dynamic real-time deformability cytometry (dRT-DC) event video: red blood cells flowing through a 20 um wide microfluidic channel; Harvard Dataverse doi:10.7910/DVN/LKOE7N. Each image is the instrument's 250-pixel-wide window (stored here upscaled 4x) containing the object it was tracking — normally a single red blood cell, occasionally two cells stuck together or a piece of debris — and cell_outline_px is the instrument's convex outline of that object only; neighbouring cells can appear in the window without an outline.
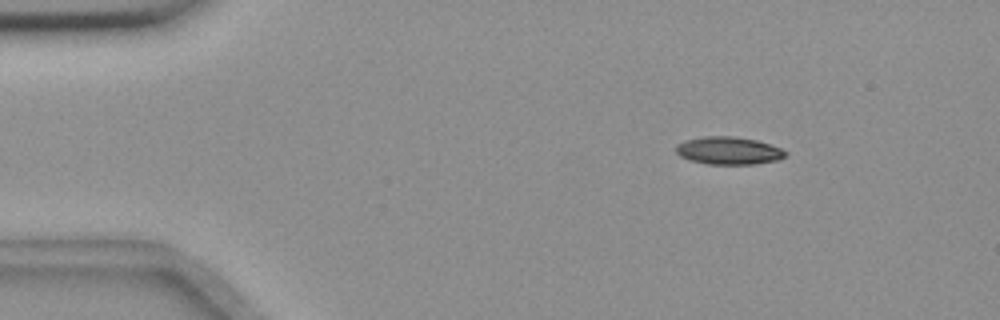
{"species": "common noctule bat (a hibernating species)", "species_latin": "Nyctalus noctula", "temperature_condition": "room temperature", "stored_images_in_passage": 54, "camera_frame_rate_fps": 3000, "um_per_image_px": 0.085, "animal": {"sex": "female", "body_mass_g": 18.4}, "frame": {"image": 1, "passage_image": 6, "time_ms": 1.667, "image_size_px": [1000, 320], "cell_outline_px": [[788, 152], [784, 156], [776, 160], [756, 164], [708, 164], [692, 160], [680, 156], [676, 152], [676, 144], [688, 140], [704, 136], [732, 136], [756, 140], [780, 148]], "centroid_in_image_um": [61.92, 12.8], "position_along_channel_um": 23.1, "area_um2": 17.4}}
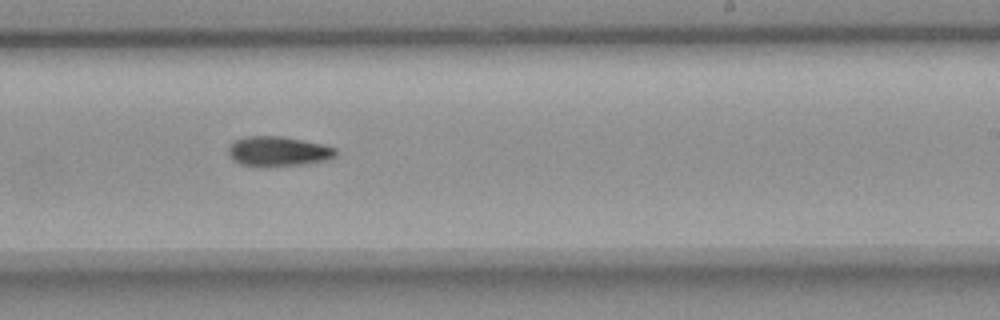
{"frame": {"image": 2, "passage_image": 32, "time_ms": 10.333, "image_size_px": [1000, 320], "cell_outline_px": [[336, 156], [324, 160], [304, 164], [240, 164], [232, 160], [228, 152], [228, 144], [232, 140], [244, 136], [280, 136], [324, 144], [336, 148]], "centroid_in_image_um": [23.61, 12.81], "position_along_channel_um": 265.4, "area_um2": 18.21}}
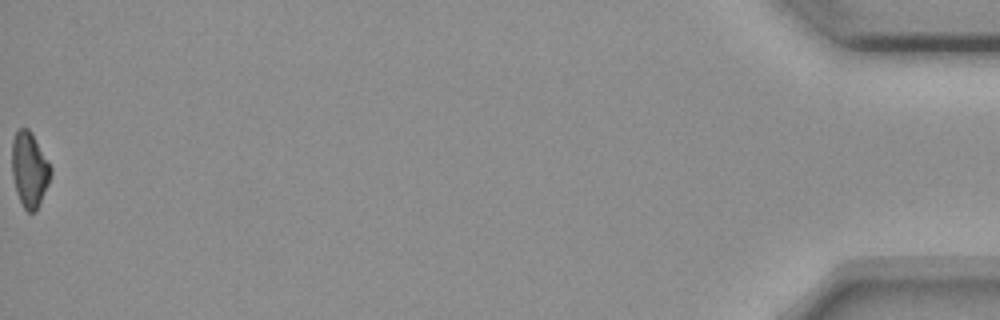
{"frame": {"image": 3, "passage_image": 54, "time_ms": 17.667, "image_size_px": [1000, 320], "cell_outline_px": [[52, 176], [36, 212], [28, 212], [24, 208], [16, 192], [12, 176], [12, 140], [16, 132], [20, 128], [28, 128], [32, 132], [52, 168]], "centroid_in_image_um": [2.51, 14.41], "position_along_channel_um": 432.7, "area_um2": 17.11}, "authors_computed_cell_mechanics": {"area_um2": 17.9469, "velocity_mm_per_s": 3.6678, "shape_relaxation_time_tau1_ms": 11.0957, "shape_relaxation_time_tau2_ms": null, "deformation_change_tau1": 0.2196, "deformation_change_tau2": null}}